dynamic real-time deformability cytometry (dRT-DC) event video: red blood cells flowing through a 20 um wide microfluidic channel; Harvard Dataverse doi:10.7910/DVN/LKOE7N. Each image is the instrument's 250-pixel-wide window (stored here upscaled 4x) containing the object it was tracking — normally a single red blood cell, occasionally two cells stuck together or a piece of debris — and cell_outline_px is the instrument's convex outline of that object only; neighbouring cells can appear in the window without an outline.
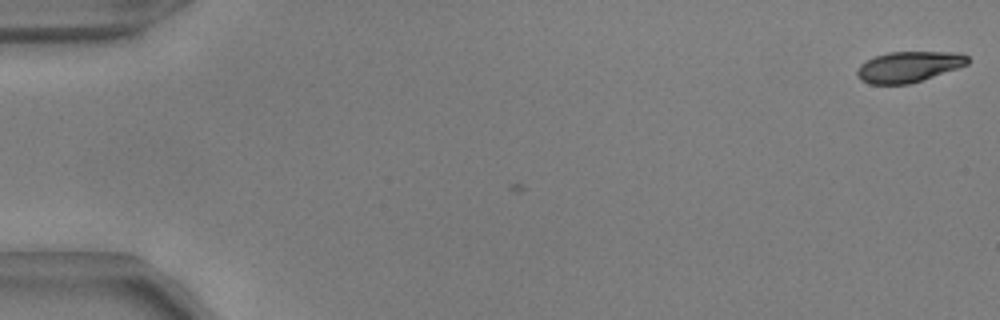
{"species": "common noctule bat (a hibernating species)", "species_latin": "Nyctalus noctula", "temperature_condition": "warm", "stored_images_in_passage": 53, "camera_frame_rate_fps": 3000, "um_per_image_px": 0.085, "animal": {"sex": "male", "body_mass_g": 17.9, "forearm_length_mm": 54.2}, "frame": {"image": 1, "passage_image": 1, "time_ms": 0.0, "image_size_px": [1000, 320], "cell_outline_px": [[968, 64], [908, 84], [872, 84], [864, 80], [856, 72], [868, 60], [876, 56], [892, 52], [940, 52], [968, 56]], "centroid_in_image_um": [77.24, 5.67], "position_along_channel_um": 7.8, "area_um2": 18.79}}
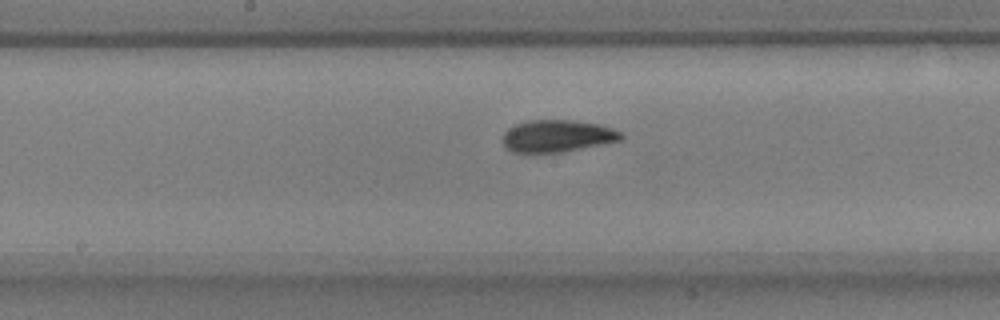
{"frame": {"image": 2, "passage_image": 28, "time_ms": 9.0, "image_size_px": [1000, 320], "cell_outline_px": [[624, 136], [620, 140], [560, 152], [512, 152], [504, 148], [504, 132], [516, 124], [532, 120], [568, 120], [596, 124], [620, 132]], "centroid_in_image_um": [47.31, 11.56], "position_along_channel_um": 200.9, "area_um2": 21.5}}
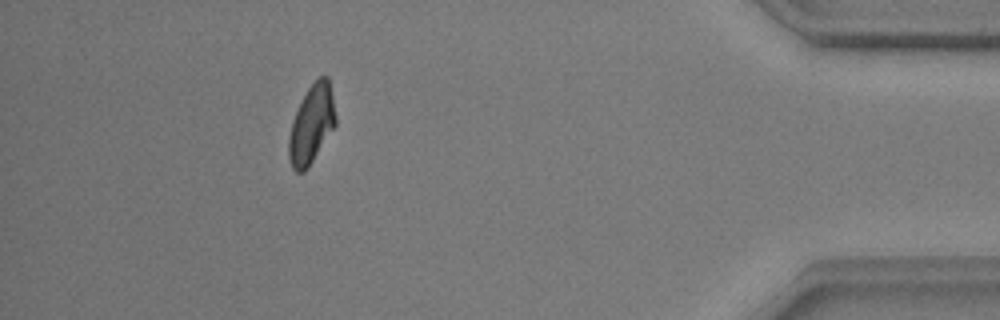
{"frame": {"image": 3, "passage_image": 48, "time_ms": 15.667, "image_size_px": [1000, 320], "cell_outline_px": [[336, 124], [304, 172], [296, 172], [292, 168], [288, 156], [288, 136], [292, 120], [308, 88], [320, 76], [328, 76], [336, 116]], "centroid_in_image_um": [26.46, 10.57], "position_along_channel_um": 408.7, "area_um2": 20.98}, "authors_computed_cell_mechanics": {"area_um2": 21.0392, "velocity_mm_per_s": 3.8462, "shape_relaxation_time_tau1_ms": 3.4357, "shape_relaxation_time_tau2_ms": 1.6689, "deformation_change_tau1": 0.1368, "deformation_change_tau2": 0.0533}}